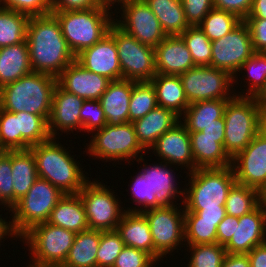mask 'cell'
<instances>
[{"label": "cell", "instance_id": "cell-1", "mask_svg": "<svg viewBox=\"0 0 266 267\" xmlns=\"http://www.w3.org/2000/svg\"><path fill=\"white\" fill-rule=\"evenodd\" d=\"M26 42L33 72L57 77L76 56L62 34L61 26L53 13L30 16Z\"/></svg>", "mask_w": 266, "mask_h": 267}, {"label": "cell", "instance_id": "cell-2", "mask_svg": "<svg viewBox=\"0 0 266 267\" xmlns=\"http://www.w3.org/2000/svg\"><path fill=\"white\" fill-rule=\"evenodd\" d=\"M56 139L50 138L29 148L35 158L38 177L49 181L63 194H78L89 177L79 168L74 155L71 156Z\"/></svg>", "mask_w": 266, "mask_h": 267}, {"label": "cell", "instance_id": "cell-3", "mask_svg": "<svg viewBox=\"0 0 266 267\" xmlns=\"http://www.w3.org/2000/svg\"><path fill=\"white\" fill-rule=\"evenodd\" d=\"M56 84L53 75L32 71L0 89V108L40 115L48 122Z\"/></svg>", "mask_w": 266, "mask_h": 267}, {"label": "cell", "instance_id": "cell-4", "mask_svg": "<svg viewBox=\"0 0 266 267\" xmlns=\"http://www.w3.org/2000/svg\"><path fill=\"white\" fill-rule=\"evenodd\" d=\"M112 7L102 4L98 7L80 10H53L58 19L64 39L76 56L82 50L99 42L114 23ZM113 19V20H112Z\"/></svg>", "mask_w": 266, "mask_h": 267}, {"label": "cell", "instance_id": "cell-5", "mask_svg": "<svg viewBox=\"0 0 266 267\" xmlns=\"http://www.w3.org/2000/svg\"><path fill=\"white\" fill-rule=\"evenodd\" d=\"M224 149L233 159L261 131V107L253 97L235 96L224 109Z\"/></svg>", "mask_w": 266, "mask_h": 267}, {"label": "cell", "instance_id": "cell-6", "mask_svg": "<svg viewBox=\"0 0 266 267\" xmlns=\"http://www.w3.org/2000/svg\"><path fill=\"white\" fill-rule=\"evenodd\" d=\"M187 174L190 186L185 187L184 208H225L229 190L236 183L232 166L198 168Z\"/></svg>", "mask_w": 266, "mask_h": 267}, {"label": "cell", "instance_id": "cell-7", "mask_svg": "<svg viewBox=\"0 0 266 267\" xmlns=\"http://www.w3.org/2000/svg\"><path fill=\"white\" fill-rule=\"evenodd\" d=\"M63 196L56 186L38 177L27 194L9 210L13 213L12 221H9L13 237L19 238L34 225L47 222Z\"/></svg>", "mask_w": 266, "mask_h": 267}, {"label": "cell", "instance_id": "cell-8", "mask_svg": "<svg viewBox=\"0 0 266 267\" xmlns=\"http://www.w3.org/2000/svg\"><path fill=\"white\" fill-rule=\"evenodd\" d=\"M76 233L48 222L39 223L25 232L22 238L31 251L27 267H60L66 260ZM25 240V241H24Z\"/></svg>", "mask_w": 266, "mask_h": 267}, {"label": "cell", "instance_id": "cell-9", "mask_svg": "<svg viewBox=\"0 0 266 267\" xmlns=\"http://www.w3.org/2000/svg\"><path fill=\"white\" fill-rule=\"evenodd\" d=\"M95 131L94 134L92 133L91 141L87 144L91 157L95 156L106 162L108 160L119 162L124 159L126 161L131 159L133 162V159L136 160L139 156L137 162L145 160L142 155L145 149L138 142L133 123L126 122L117 126L106 124Z\"/></svg>", "mask_w": 266, "mask_h": 267}, {"label": "cell", "instance_id": "cell-10", "mask_svg": "<svg viewBox=\"0 0 266 267\" xmlns=\"http://www.w3.org/2000/svg\"><path fill=\"white\" fill-rule=\"evenodd\" d=\"M108 33L115 39L122 79L150 82L157 74L155 48L140 43L113 23Z\"/></svg>", "mask_w": 266, "mask_h": 267}, {"label": "cell", "instance_id": "cell-11", "mask_svg": "<svg viewBox=\"0 0 266 267\" xmlns=\"http://www.w3.org/2000/svg\"><path fill=\"white\" fill-rule=\"evenodd\" d=\"M102 182L87 181L78 192L83 201L89 229L99 231L116 230L125 210L115 192ZM114 194V195H113Z\"/></svg>", "mask_w": 266, "mask_h": 267}, {"label": "cell", "instance_id": "cell-12", "mask_svg": "<svg viewBox=\"0 0 266 267\" xmlns=\"http://www.w3.org/2000/svg\"><path fill=\"white\" fill-rule=\"evenodd\" d=\"M161 206L147 209L142 213L147 218L154 244V260L160 261L185 242V208ZM182 210V211H181Z\"/></svg>", "mask_w": 266, "mask_h": 267}, {"label": "cell", "instance_id": "cell-13", "mask_svg": "<svg viewBox=\"0 0 266 267\" xmlns=\"http://www.w3.org/2000/svg\"><path fill=\"white\" fill-rule=\"evenodd\" d=\"M180 78L190 104L215 99L231 100L236 96L231 91L234 89V77L225 70L195 66L181 74Z\"/></svg>", "mask_w": 266, "mask_h": 267}, {"label": "cell", "instance_id": "cell-14", "mask_svg": "<svg viewBox=\"0 0 266 267\" xmlns=\"http://www.w3.org/2000/svg\"><path fill=\"white\" fill-rule=\"evenodd\" d=\"M211 47L210 66L229 72L234 77V83H237L239 69L254 53L248 25L241 21L225 36L212 41Z\"/></svg>", "mask_w": 266, "mask_h": 267}, {"label": "cell", "instance_id": "cell-15", "mask_svg": "<svg viewBox=\"0 0 266 267\" xmlns=\"http://www.w3.org/2000/svg\"><path fill=\"white\" fill-rule=\"evenodd\" d=\"M121 18L114 23L140 43L155 48L166 38L159 20L144 0H123L119 2Z\"/></svg>", "mask_w": 266, "mask_h": 267}, {"label": "cell", "instance_id": "cell-16", "mask_svg": "<svg viewBox=\"0 0 266 267\" xmlns=\"http://www.w3.org/2000/svg\"><path fill=\"white\" fill-rule=\"evenodd\" d=\"M236 183L259 190L266 189V134L260 131L231 163Z\"/></svg>", "mask_w": 266, "mask_h": 267}, {"label": "cell", "instance_id": "cell-17", "mask_svg": "<svg viewBox=\"0 0 266 267\" xmlns=\"http://www.w3.org/2000/svg\"><path fill=\"white\" fill-rule=\"evenodd\" d=\"M266 242V208L261 203L256 209L235 217V230L224 246L228 254H247L254 247Z\"/></svg>", "mask_w": 266, "mask_h": 267}, {"label": "cell", "instance_id": "cell-18", "mask_svg": "<svg viewBox=\"0 0 266 267\" xmlns=\"http://www.w3.org/2000/svg\"><path fill=\"white\" fill-rule=\"evenodd\" d=\"M150 149L163 162L188 168V173L195 170L190 133L182 120L159 137Z\"/></svg>", "mask_w": 266, "mask_h": 267}, {"label": "cell", "instance_id": "cell-19", "mask_svg": "<svg viewBox=\"0 0 266 267\" xmlns=\"http://www.w3.org/2000/svg\"><path fill=\"white\" fill-rule=\"evenodd\" d=\"M76 61L88 71L105 76L111 81L122 79L117 46L109 33L77 54Z\"/></svg>", "mask_w": 266, "mask_h": 267}, {"label": "cell", "instance_id": "cell-20", "mask_svg": "<svg viewBox=\"0 0 266 267\" xmlns=\"http://www.w3.org/2000/svg\"><path fill=\"white\" fill-rule=\"evenodd\" d=\"M56 78L62 89L85 100H99L111 82L105 76L88 71L76 60Z\"/></svg>", "mask_w": 266, "mask_h": 267}, {"label": "cell", "instance_id": "cell-21", "mask_svg": "<svg viewBox=\"0 0 266 267\" xmlns=\"http://www.w3.org/2000/svg\"><path fill=\"white\" fill-rule=\"evenodd\" d=\"M84 100L56 84L48 119V131L51 138H58L56 135L60 134L59 131L68 133L76 131L77 128L80 131V110Z\"/></svg>", "mask_w": 266, "mask_h": 267}, {"label": "cell", "instance_id": "cell-22", "mask_svg": "<svg viewBox=\"0 0 266 267\" xmlns=\"http://www.w3.org/2000/svg\"><path fill=\"white\" fill-rule=\"evenodd\" d=\"M163 163V165H162ZM169 166V167H168ZM171 164L161 161L159 164L151 166L143 164V168L139 173L146 179H148L151 185V208H157L161 206H174V199L185 194V189H181L176 183V177L173 175ZM175 177V178H174ZM177 185V186H176ZM180 189V190H178ZM176 194V195H175Z\"/></svg>", "mask_w": 266, "mask_h": 267}, {"label": "cell", "instance_id": "cell-23", "mask_svg": "<svg viewBox=\"0 0 266 267\" xmlns=\"http://www.w3.org/2000/svg\"><path fill=\"white\" fill-rule=\"evenodd\" d=\"M157 74L180 76L195 67L191 53L180 35L166 36L155 47Z\"/></svg>", "mask_w": 266, "mask_h": 267}, {"label": "cell", "instance_id": "cell-24", "mask_svg": "<svg viewBox=\"0 0 266 267\" xmlns=\"http://www.w3.org/2000/svg\"><path fill=\"white\" fill-rule=\"evenodd\" d=\"M135 83L120 79L108 84L107 90L99 99L107 125L117 126L129 122V103Z\"/></svg>", "mask_w": 266, "mask_h": 267}, {"label": "cell", "instance_id": "cell-25", "mask_svg": "<svg viewBox=\"0 0 266 267\" xmlns=\"http://www.w3.org/2000/svg\"><path fill=\"white\" fill-rule=\"evenodd\" d=\"M173 111L157 106L144 117L133 122L138 142L146 150L156 143L166 131L171 129L180 120Z\"/></svg>", "mask_w": 266, "mask_h": 267}, {"label": "cell", "instance_id": "cell-26", "mask_svg": "<svg viewBox=\"0 0 266 267\" xmlns=\"http://www.w3.org/2000/svg\"><path fill=\"white\" fill-rule=\"evenodd\" d=\"M125 246L148 253L154 259V244L147 218L142 212H125L117 225Z\"/></svg>", "mask_w": 266, "mask_h": 267}, {"label": "cell", "instance_id": "cell-27", "mask_svg": "<svg viewBox=\"0 0 266 267\" xmlns=\"http://www.w3.org/2000/svg\"><path fill=\"white\" fill-rule=\"evenodd\" d=\"M74 233L89 229L86 211L79 194H64L47 221Z\"/></svg>", "mask_w": 266, "mask_h": 267}, {"label": "cell", "instance_id": "cell-28", "mask_svg": "<svg viewBox=\"0 0 266 267\" xmlns=\"http://www.w3.org/2000/svg\"><path fill=\"white\" fill-rule=\"evenodd\" d=\"M31 72L26 40L0 48V89Z\"/></svg>", "mask_w": 266, "mask_h": 267}, {"label": "cell", "instance_id": "cell-29", "mask_svg": "<svg viewBox=\"0 0 266 267\" xmlns=\"http://www.w3.org/2000/svg\"><path fill=\"white\" fill-rule=\"evenodd\" d=\"M229 100L215 99L192 103L180 118L187 131L195 133L202 131L210 124H225L224 109Z\"/></svg>", "mask_w": 266, "mask_h": 267}, {"label": "cell", "instance_id": "cell-30", "mask_svg": "<svg viewBox=\"0 0 266 267\" xmlns=\"http://www.w3.org/2000/svg\"><path fill=\"white\" fill-rule=\"evenodd\" d=\"M150 82L155 87L158 106L173 111L181 118L190 103L180 76L156 74Z\"/></svg>", "mask_w": 266, "mask_h": 267}, {"label": "cell", "instance_id": "cell-31", "mask_svg": "<svg viewBox=\"0 0 266 267\" xmlns=\"http://www.w3.org/2000/svg\"><path fill=\"white\" fill-rule=\"evenodd\" d=\"M195 170L198 168H224L231 166L232 159L218 138L190 137Z\"/></svg>", "mask_w": 266, "mask_h": 267}, {"label": "cell", "instance_id": "cell-32", "mask_svg": "<svg viewBox=\"0 0 266 267\" xmlns=\"http://www.w3.org/2000/svg\"><path fill=\"white\" fill-rule=\"evenodd\" d=\"M12 179L14 205L27 194L38 179L33 153L28 150L12 151Z\"/></svg>", "mask_w": 266, "mask_h": 267}, {"label": "cell", "instance_id": "cell-33", "mask_svg": "<svg viewBox=\"0 0 266 267\" xmlns=\"http://www.w3.org/2000/svg\"><path fill=\"white\" fill-rule=\"evenodd\" d=\"M167 36L181 35L189 24L181 0H144Z\"/></svg>", "mask_w": 266, "mask_h": 267}, {"label": "cell", "instance_id": "cell-34", "mask_svg": "<svg viewBox=\"0 0 266 267\" xmlns=\"http://www.w3.org/2000/svg\"><path fill=\"white\" fill-rule=\"evenodd\" d=\"M99 243V230L88 229L77 233L68 256L60 267H97Z\"/></svg>", "mask_w": 266, "mask_h": 267}, {"label": "cell", "instance_id": "cell-35", "mask_svg": "<svg viewBox=\"0 0 266 267\" xmlns=\"http://www.w3.org/2000/svg\"><path fill=\"white\" fill-rule=\"evenodd\" d=\"M14 114L18 125V150H28L31 146L51 138L48 122L42 116L27 112Z\"/></svg>", "mask_w": 266, "mask_h": 267}, {"label": "cell", "instance_id": "cell-36", "mask_svg": "<svg viewBox=\"0 0 266 267\" xmlns=\"http://www.w3.org/2000/svg\"><path fill=\"white\" fill-rule=\"evenodd\" d=\"M30 16L0 7V48L26 40Z\"/></svg>", "mask_w": 266, "mask_h": 267}, {"label": "cell", "instance_id": "cell-37", "mask_svg": "<svg viewBox=\"0 0 266 267\" xmlns=\"http://www.w3.org/2000/svg\"><path fill=\"white\" fill-rule=\"evenodd\" d=\"M261 203L262 193L259 190L235 183L226 199V214L241 217L256 209Z\"/></svg>", "mask_w": 266, "mask_h": 267}, {"label": "cell", "instance_id": "cell-38", "mask_svg": "<svg viewBox=\"0 0 266 267\" xmlns=\"http://www.w3.org/2000/svg\"><path fill=\"white\" fill-rule=\"evenodd\" d=\"M220 222L200 221L196 212L184 213L186 245L217 243V226Z\"/></svg>", "mask_w": 266, "mask_h": 267}, {"label": "cell", "instance_id": "cell-39", "mask_svg": "<svg viewBox=\"0 0 266 267\" xmlns=\"http://www.w3.org/2000/svg\"><path fill=\"white\" fill-rule=\"evenodd\" d=\"M157 106L156 91L152 83L136 82L129 103V122L133 123L144 117Z\"/></svg>", "mask_w": 266, "mask_h": 267}, {"label": "cell", "instance_id": "cell-40", "mask_svg": "<svg viewBox=\"0 0 266 267\" xmlns=\"http://www.w3.org/2000/svg\"><path fill=\"white\" fill-rule=\"evenodd\" d=\"M241 21L232 13L213 8L198 26L212 42L232 31Z\"/></svg>", "mask_w": 266, "mask_h": 267}, {"label": "cell", "instance_id": "cell-41", "mask_svg": "<svg viewBox=\"0 0 266 267\" xmlns=\"http://www.w3.org/2000/svg\"><path fill=\"white\" fill-rule=\"evenodd\" d=\"M196 66H210L211 41L199 26H189L181 35Z\"/></svg>", "mask_w": 266, "mask_h": 267}, {"label": "cell", "instance_id": "cell-42", "mask_svg": "<svg viewBox=\"0 0 266 267\" xmlns=\"http://www.w3.org/2000/svg\"><path fill=\"white\" fill-rule=\"evenodd\" d=\"M246 71L249 82L246 93L239 92L236 96L254 97L264 86L266 81V53L254 52L241 66L239 74ZM241 71V72H240ZM245 93V94H244ZM244 94V95H243Z\"/></svg>", "mask_w": 266, "mask_h": 267}, {"label": "cell", "instance_id": "cell-43", "mask_svg": "<svg viewBox=\"0 0 266 267\" xmlns=\"http://www.w3.org/2000/svg\"><path fill=\"white\" fill-rule=\"evenodd\" d=\"M191 252L187 267H221L227 254L218 243L186 245Z\"/></svg>", "mask_w": 266, "mask_h": 267}, {"label": "cell", "instance_id": "cell-44", "mask_svg": "<svg viewBox=\"0 0 266 267\" xmlns=\"http://www.w3.org/2000/svg\"><path fill=\"white\" fill-rule=\"evenodd\" d=\"M124 246L116 230L100 231V243L96 254L97 267H113Z\"/></svg>", "mask_w": 266, "mask_h": 267}, {"label": "cell", "instance_id": "cell-45", "mask_svg": "<svg viewBox=\"0 0 266 267\" xmlns=\"http://www.w3.org/2000/svg\"><path fill=\"white\" fill-rule=\"evenodd\" d=\"M12 151L0 152V205L11 209L14 206L12 185Z\"/></svg>", "mask_w": 266, "mask_h": 267}, {"label": "cell", "instance_id": "cell-46", "mask_svg": "<svg viewBox=\"0 0 266 267\" xmlns=\"http://www.w3.org/2000/svg\"><path fill=\"white\" fill-rule=\"evenodd\" d=\"M107 124L99 100H84L80 110V131L95 132Z\"/></svg>", "mask_w": 266, "mask_h": 267}, {"label": "cell", "instance_id": "cell-47", "mask_svg": "<svg viewBox=\"0 0 266 267\" xmlns=\"http://www.w3.org/2000/svg\"><path fill=\"white\" fill-rule=\"evenodd\" d=\"M16 150H18L16 115L0 108V152Z\"/></svg>", "mask_w": 266, "mask_h": 267}, {"label": "cell", "instance_id": "cell-48", "mask_svg": "<svg viewBox=\"0 0 266 267\" xmlns=\"http://www.w3.org/2000/svg\"><path fill=\"white\" fill-rule=\"evenodd\" d=\"M0 7L29 16L47 15L53 11L51 0H0Z\"/></svg>", "mask_w": 266, "mask_h": 267}, {"label": "cell", "instance_id": "cell-49", "mask_svg": "<svg viewBox=\"0 0 266 267\" xmlns=\"http://www.w3.org/2000/svg\"><path fill=\"white\" fill-rule=\"evenodd\" d=\"M135 178V179H134ZM132 178V186H130L131 195H133V202L137 203L138 208L134 207L133 209L126 208L127 212H142L147 209H151V185L149 184L148 179L144 178L140 173ZM140 204V207H139ZM143 207V208H141Z\"/></svg>", "mask_w": 266, "mask_h": 267}, {"label": "cell", "instance_id": "cell-50", "mask_svg": "<svg viewBox=\"0 0 266 267\" xmlns=\"http://www.w3.org/2000/svg\"><path fill=\"white\" fill-rule=\"evenodd\" d=\"M157 263L145 251L124 246L121 253L117 256L113 267H153Z\"/></svg>", "mask_w": 266, "mask_h": 267}, {"label": "cell", "instance_id": "cell-51", "mask_svg": "<svg viewBox=\"0 0 266 267\" xmlns=\"http://www.w3.org/2000/svg\"><path fill=\"white\" fill-rule=\"evenodd\" d=\"M189 26H198L214 8L213 0H181Z\"/></svg>", "mask_w": 266, "mask_h": 267}, {"label": "cell", "instance_id": "cell-52", "mask_svg": "<svg viewBox=\"0 0 266 267\" xmlns=\"http://www.w3.org/2000/svg\"><path fill=\"white\" fill-rule=\"evenodd\" d=\"M244 22L251 33L253 51L266 53V19L246 18Z\"/></svg>", "mask_w": 266, "mask_h": 267}, {"label": "cell", "instance_id": "cell-53", "mask_svg": "<svg viewBox=\"0 0 266 267\" xmlns=\"http://www.w3.org/2000/svg\"><path fill=\"white\" fill-rule=\"evenodd\" d=\"M252 4L253 0H213L214 8L232 13L242 21L248 16Z\"/></svg>", "mask_w": 266, "mask_h": 267}, {"label": "cell", "instance_id": "cell-54", "mask_svg": "<svg viewBox=\"0 0 266 267\" xmlns=\"http://www.w3.org/2000/svg\"><path fill=\"white\" fill-rule=\"evenodd\" d=\"M52 10H80L102 5L100 0H51Z\"/></svg>", "mask_w": 266, "mask_h": 267}, {"label": "cell", "instance_id": "cell-55", "mask_svg": "<svg viewBox=\"0 0 266 267\" xmlns=\"http://www.w3.org/2000/svg\"><path fill=\"white\" fill-rule=\"evenodd\" d=\"M235 230V217L226 214L217 226V243L225 246L231 239Z\"/></svg>", "mask_w": 266, "mask_h": 267}, {"label": "cell", "instance_id": "cell-56", "mask_svg": "<svg viewBox=\"0 0 266 267\" xmlns=\"http://www.w3.org/2000/svg\"><path fill=\"white\" fill-rule=\"evenodd\" d=\"M185 212H196L200 221L221 222L226 215L225 208H185Z\"/></svg>", "mask_w": 266, "mask_h": 267}, {"label": "cell", "instance_id": "cell-57", "mask_svg": "<svg viewBox=\"0 0 266 267\" xmlns=\"http://www.w3.org/2000/svg\"><path fill=\"white\" fill-rule=\"evenodd\" d=\"M190 137L218 138V142L224 146L225 124H210L202 131L190 133Z\"/></svg>", "mask_w": 266, "mask_h": 267}, {"label": "cell", "instance_id": "cell-58", "mask_svg": "<svg viewBox=\"0 0 266 267\" xmlns=\"http://www.w3.org/2000/svg\"><path fill=\"white\" fill-rule=\"evenodd\" d=\"M251 267H266V242L247 253Z\"/></svg>", "mask_w": 266, "mask_h": 267}, {"label": "cell", "instance_id": "cell-59", "mask_svg": "<svg viewBox=\"0 0 266 267\" xmlns=\"http://www.w3.org/2000/svg\"><path fill=\"white\" fill-rule=\"evenodd\" d=\"M221 267H251L247 254H226Z\"/></svg>", "mask_w": 266, "mask_h": 267}, {"label": "cell", "instance_id": "cell-60", "mask_svg": "<svg viewBox=\"0 0 266 267\" xmlns=\"http://www.w3.org/2000/svg\"><path fill=\"white\" fill-rule=\"evenodd\" d=\"M246 18L266 19V0H253L251 10Z\"/></svg>", "mask_w": 266, "mask_h": 267}, {"label": "cell", "instance_id": "cell-61", "mask_svg": "<svg viewBox=\"0 0 266 267\" xmlns=\"http://www.w3.org/2000/svg\"><path fill=\"white\" fill-rule=\"evenodd\" d=\"M6 235L13 237L10 231L9 222H6L5 219H2L0 215V241L5 239L4 236L6 237Z\"/></svg>", "mask_w": 266, "mask_h": 267}, {"label": "cell", "instance_id": "cell-62", "mask_svg": "<svg viewBox=\"0 0 266 267\" xmlns=\"http://www.w3.org/2000/svg\"><path fill=\"white\" fill-rule=\"evenodd\" d=\"M260 107L266 106V81L260 91L253 97Z\"/></svg>", "mask_w": 266, "mask_h": 267}, {"label": "cell", "instance_id": "cell-63", "mask_svg": "<svg viewBox=\"0 0 266 267\" xmlns=\"http://www.w3.org/2000/svg\"><path fill=\"white\" fill-rule=\"evenodd\" d=\"M261 131L266 134V106L261 107Z\"/></svg>", "mask_w": 266, "mask_h": 267}, {"label": "cell", "instance_id": "cell-64", "mask_svg": "<svg viewBox=\"0 0 266 267\" xmlns=\"http://www.w3.org/2000/svg\"><path fill=\"white\" fill-rule=\"evenodd\" d=\"M102 3H104V4H107V5H109V6H114V4L117 2L118 3V5H120L119 4V2H121V1H123V0H100Z\"/></svg>", "mask_w": 266, "mask_h": 267}, {"label": "cell", "instance_id": "cell-65", "mask_svg": "<svg viewBox=\"0 0 266 267\" xmlns=\"http://www.w3.org/2000/svg\"><path fill=\"white\" fill-rule=\"evenodd\" d=\"M262 203L266 208V189L262 192Z\"/></svg>", "mask_w": 266, "mask_h": 267}]
</instances>
